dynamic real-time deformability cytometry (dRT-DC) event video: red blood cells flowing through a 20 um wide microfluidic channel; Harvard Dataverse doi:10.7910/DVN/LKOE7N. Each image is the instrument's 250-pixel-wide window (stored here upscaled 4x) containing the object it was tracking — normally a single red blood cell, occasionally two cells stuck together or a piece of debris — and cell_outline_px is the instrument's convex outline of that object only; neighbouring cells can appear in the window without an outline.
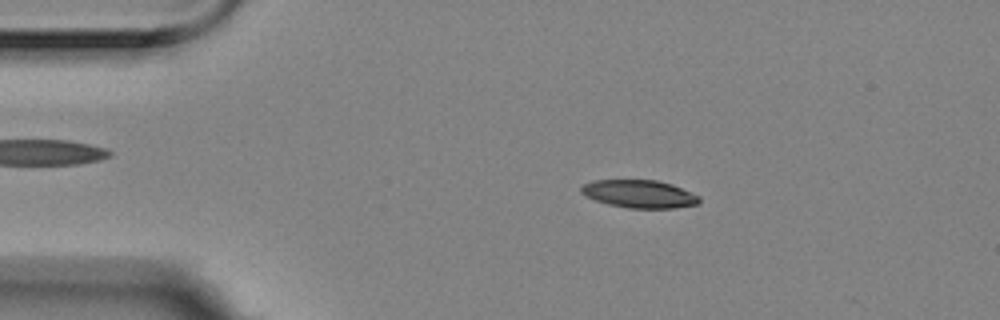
{"species": "Egyptian fruit bat (a non-hibernating species)", "species_latin": "Rousettus aegyptiacus", "temperature_condition": "room temperature", "stored_images_in_passage": 6, "camera_frame_rate_fps": 3000, "um_per_image_px": 0.085, "animal": {"sex": "female"}, "frame": {"image": 1, "passage_image": 3, "time_ms": 0.667, "image_size_px": [1000, 320], "cell_outline_px": [[700, 204], [676, 208], [628, 208], [608, 204], [596, 200], [580, 192], [580, 188], [584, 184], [592, 180], [656, 180], [672, 184], [700, 196]], "centroid_in_image_um": [54.37, 16.48], "position_along_channel_um": 30.6, "area_um2": 19.19}}
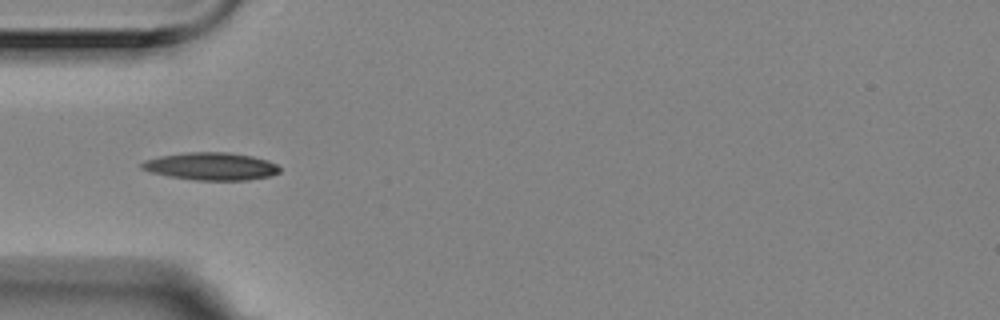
{"frame": {"image": 2, "passage_image": 5, "time_ms": 1.333, "image_size_px": [1000, 320], "cell_outline_px": [[280, 172], [268, 176], [248, 180], [196, 180], [168, 176], [148, 172], [140, 168], [140, 164], [144, 160], [160, 156], [188, 152], [228, 152], [252, 156], [268, 160], [276, 164], [280, 168]], "centroid_in_image_um": [17.91, 14.13], "position_along_channel_um": 67.1, "area_um2": 22.25}}
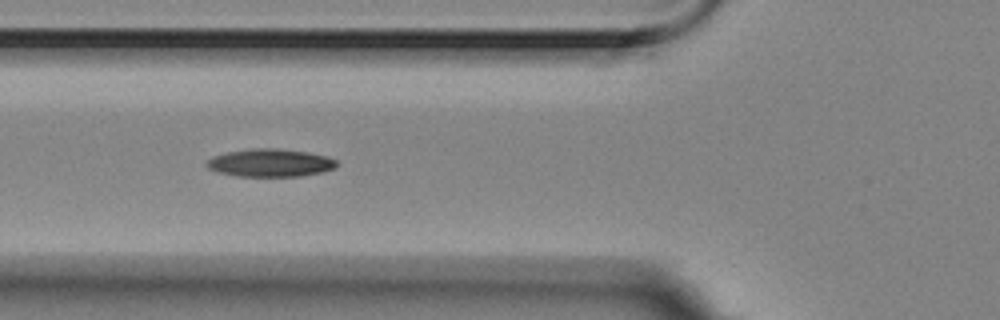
{"frame": {"image": 3, "passage_image": 6, "time_ms": 1.667, "image_size_px": [1000, 320], "cell_outline_px": [[340, 164], [336, 168], [324, 172], [300, 176], [236, 176], [220, 172], [208, 168], [204, 164], [212, 156], [228, 152], [252, 148], [276, 148], [308, 152], [328, 156], [336, 160]], "centroid_in_image_um": [23.02, 13.84], "position_along_channel_um": 102.8, "area_um2": 21.27}}